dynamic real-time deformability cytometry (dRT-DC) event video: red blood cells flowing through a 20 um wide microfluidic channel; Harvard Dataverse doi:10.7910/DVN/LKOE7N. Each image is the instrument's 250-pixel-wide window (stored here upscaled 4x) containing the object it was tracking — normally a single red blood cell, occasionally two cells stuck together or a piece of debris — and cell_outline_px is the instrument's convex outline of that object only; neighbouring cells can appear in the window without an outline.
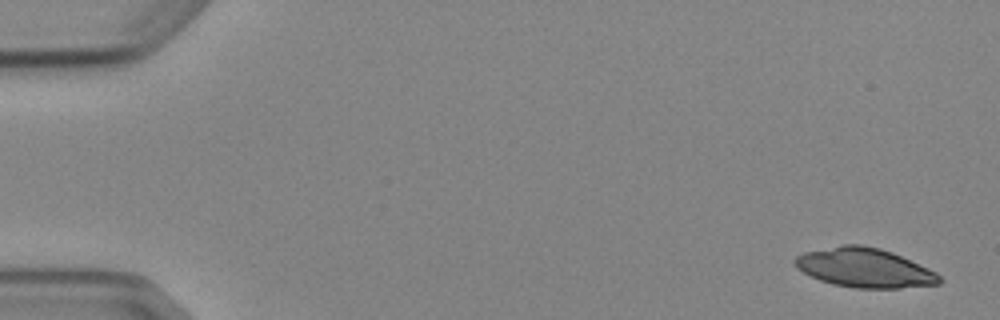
{"species": "Egyptian fruit bat (a non-hibernating species)", "species_latin": "Rousettus aegyptiacus", "temperature_condition": "cold", "stored_images_in_passage": 5, "camera_frame_rate_fps": 3000, "um_per_image_px": 0.085, "animal": {"sex": "female"}, "frame": {"image": 1, "passage_image": 1, "time_ms": 0.0, "image_size_px": [1000, 320], "cell_outline_px": [[944, 280], [940, 284], [900, 288], [856, 288], [832, 284], [820, 280], [796, 268], [792, 260], [796, 256], [804, 252], [844, 244], [860, 244], [880, 248], [892, 252], [928, 268], [936, 272]], "centroid_in_image_um": [73.49, 22.76], "position_along_channel_um": 11.5, "area_um2": 33.12}}